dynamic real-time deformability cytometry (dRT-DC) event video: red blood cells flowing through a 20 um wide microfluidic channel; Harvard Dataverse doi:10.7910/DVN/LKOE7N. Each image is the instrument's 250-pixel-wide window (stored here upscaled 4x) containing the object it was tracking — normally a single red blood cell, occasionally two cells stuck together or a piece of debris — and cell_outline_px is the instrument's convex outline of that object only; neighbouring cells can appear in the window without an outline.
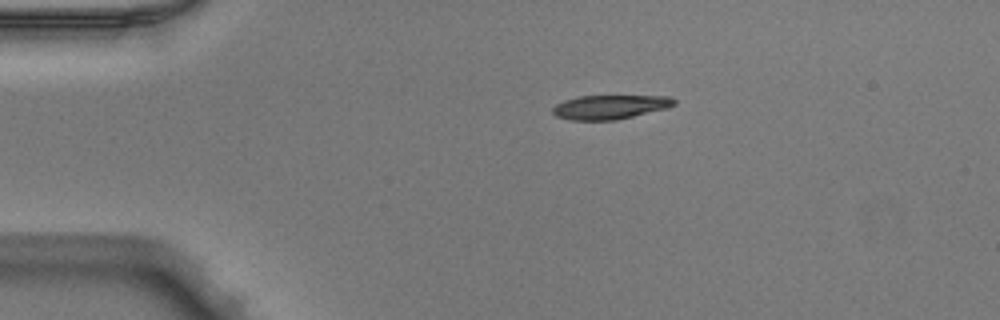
{"species": "Egyptian fruit bat (a non-hibernating species)", "species_latin": "Rousettus aegyptiacus", "temperature_condition": "warm", "stored_images_in_passage": 7, "camera_frame_rate_fps": 3000, "um_per_image_px": 0.085, "animal": {"sex": "male"}, "frame": {"image": 1, "passage_image": 1, "time_ms": 0.0, "image_size_px": [1000, 320], "cell_outline_px": [[676, 104], [668, 108], [616, 120], [568, 120], [556, 116], [552, 112], [552, 108], [556, 104], [564, 100], [580, 96], [672, 96], [676, 100]], "centroid_in_image_um": [51.86, 9.09], "position_along_channel_um": 33.1, "area_um2": 17.17}}